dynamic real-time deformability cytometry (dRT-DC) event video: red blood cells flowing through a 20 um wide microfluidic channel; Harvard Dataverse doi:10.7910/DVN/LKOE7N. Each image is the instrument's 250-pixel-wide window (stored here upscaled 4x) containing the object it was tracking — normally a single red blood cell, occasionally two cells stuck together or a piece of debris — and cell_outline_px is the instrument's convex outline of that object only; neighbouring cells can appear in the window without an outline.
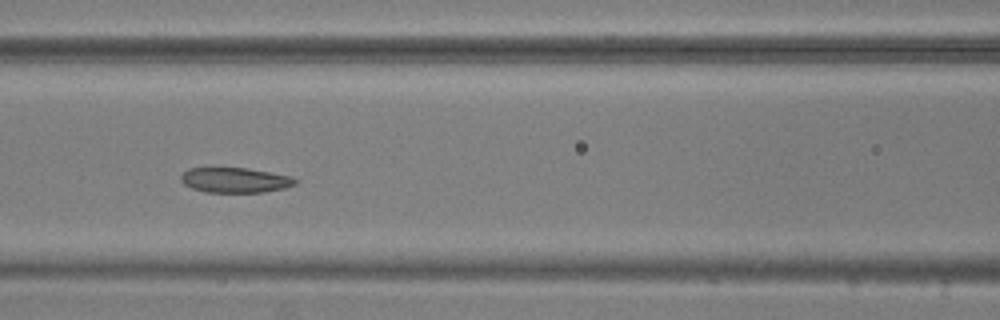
{"species": "common noctule bat (a hibernating species)", "species_latin": "Nyctalus noctula", "temperature_condition": "warm", "stored_images_in_passage": 31, "camera_frame_rate_fps": 3000, "um_per_image_px": 0.085, "animal": {"sex": "male", "body_mass_g": 20.5, "forearm_length_mm": 52.5}, "frame": {"image": 1, "passage_image": 10, "time_ms": 3.0, "image_size_px": [1000, 320], "cell_outline_px": [[300, 180], [296, 184], [284, 188], [264, 192], [204, 192], [192, 188], [184, 184], [180, 180], [180, 176], [188, 168], [248, 168], [292, 176]], "centroid_in_image_um": [20.01, 15.31], "position_along_channel_um": 146.6, "area_um2": 16.82}}
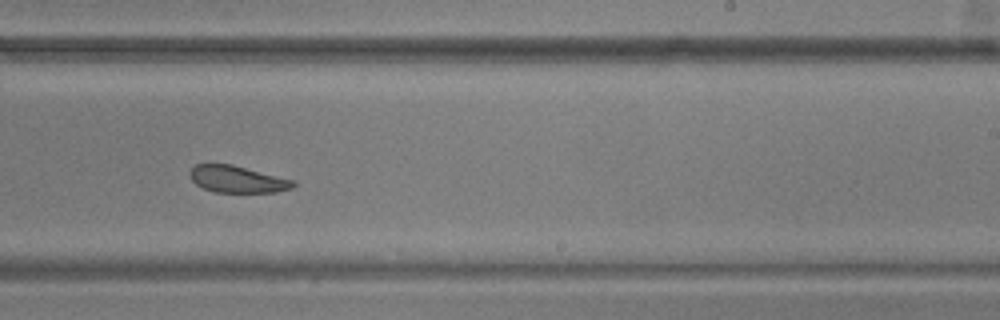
{"frame": {"image": 2, "passage_image": 20, "time_ms": 6.333, "image_size_px": [1000, 320], "cell_outline_px": [[296, 184], [292, 188], [276, 192], [216, 192], [204, 188], [196, 184], [192, 180], [188, 172], [196, 164], [232, 164], [296, 180]], "centroid_in_image_um": [20.21, 15.23], "position_along_channel_um": 268.8, "area_um2": 16.24}}
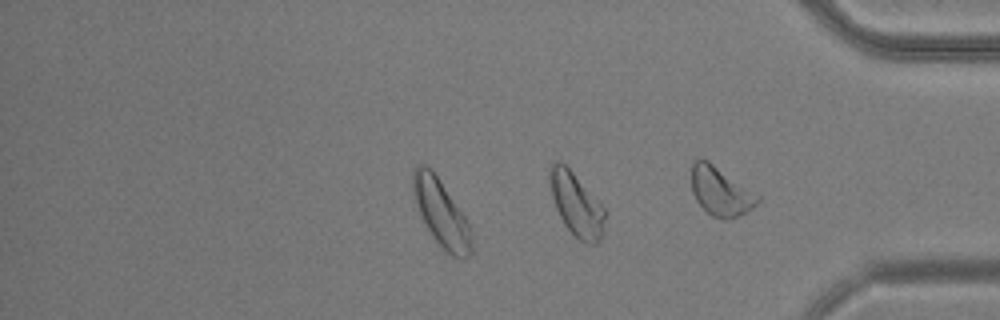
{"frame": {"image": 3, "passage_image": 29, "time_ms": 9.333, "image_size_px": [1000, 320], "cell_outline_px": [[472, 252], [464, 260], [460, 260], [452, 256], [432, 236], [416, 204], [412, 192], [412, 168], [416, 164], [424, 164], [432, 168], [468, 220], [472, 228]], "centroid_in_image_um": [37.52, 18.08], "position_along_channel_um": 397.7, "area_um2": 23.12}, "authors_computed_cell_mechanics": {"area_um2": 17.2822, "velocity_mm_per_s": 3.6816, "shape_relaxation_time_tau1_ms": 5.0316, "shape_relaxation_time_tau2_ms": 3.7744, "deformation_change_tau1": 0.1179, "deformation_change_tau2": 0.1315}}